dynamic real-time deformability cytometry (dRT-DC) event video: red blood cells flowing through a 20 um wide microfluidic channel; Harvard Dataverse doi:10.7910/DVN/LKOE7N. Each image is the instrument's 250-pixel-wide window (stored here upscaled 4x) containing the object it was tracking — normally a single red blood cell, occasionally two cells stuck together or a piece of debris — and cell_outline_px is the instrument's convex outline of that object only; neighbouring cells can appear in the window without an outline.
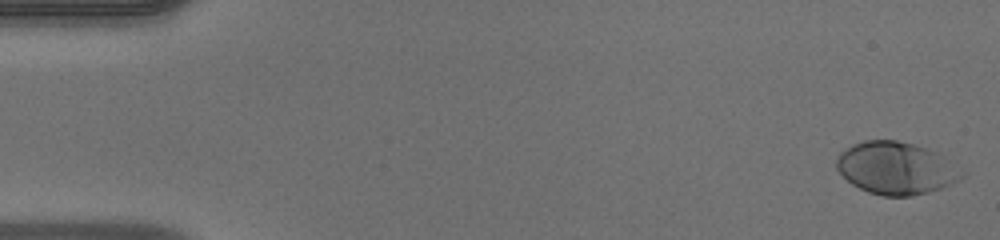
{"species": "human", "species_latin": "Homo sapiens", "temperature_condition": "warm", "stored_images_in_passage": 50, "camera_frame_rate_fps": 3000, "um_per_image_px": 0.085, "donor": {"sex": "male"}, "frame": {"image": 1, "passage_image": 1, "time_ms": 0.0, "image_size_px": [1000, 240], "cell_outline_px": [[964, 176], [960, 180], [940, 188], [928, 192], [912, 196], [880, 196], [868, 192], [852, 184], [836, 168], [836, 160], [840, 152], [852, 144], [864, 140], [896, 140], [912, 144], [936, 152], [964, 172]], "centroid_in_image_um": [76.13, 14.3], "position_along_channel_um": 8.9, "area_um2": 37.97}}
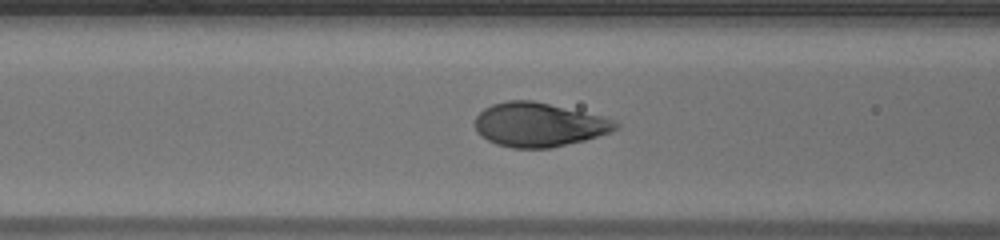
{"frame": {"image": 2, "passage_image": 20, "time_ms": 6.333, "image_size_px": [1000, 240], "cell_outline_px": [[620, 128], [612, 132], [584, 140], [548, 148], [512, 148], [496, 144], [488, 140], [476, 132], [476, 116], [484, 108], [492, 104], [508, 100], [532, 100], [604, 116], [620, 124]], "centroid_in_image_um": [45.82, 10.59], "position_along_channel_um": 120.8, "area_um2": 36.07}}
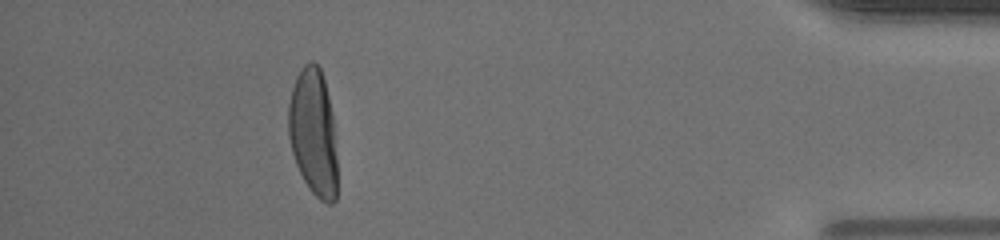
{"frame": {"image": 3, "passage_image": 45, "time_ms": 14.667, "image_size_px": [1000, 240], "cell_outline_px": [[336, 200], [332, 204], [328, 204], [320, 200], [308, 188], [296, 164], [292, 152], [288, 136], [288, 104], [292, 88], [296, 76], [304, 64], [308, 60], [312, 60], [320, 68], [324, 80], [332, 112], [336, 160]], "centroid_in_image_um": [26.61, 11.25], "position_along_channel_um": 408.6, "area_um2": 36.18}, "authors_computed_cell_mechanics": {"area_um2": 36.414, "velocity_mm_per_s": 4.0969, "shape_relaxation_time_tau1_ms": 2.8546, "shape_relaxation_time_tau2_ms": null, "deformation_change_tau1": 0.2039, "deformation_change_tau2": null}}